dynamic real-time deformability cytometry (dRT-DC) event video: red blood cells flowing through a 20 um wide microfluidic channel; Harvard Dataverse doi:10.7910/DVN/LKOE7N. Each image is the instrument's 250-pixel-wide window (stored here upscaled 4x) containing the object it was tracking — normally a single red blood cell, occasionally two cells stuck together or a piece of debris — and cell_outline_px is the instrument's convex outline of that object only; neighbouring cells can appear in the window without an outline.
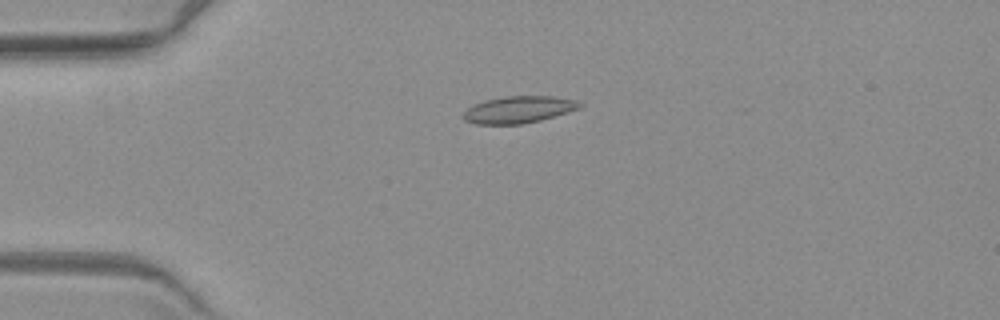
{"species": "common noctule bat (a hibernating species)", "species_latin": "Nyctalus noctula", "temperature_condition": "warm", "stored_images_in_passage": 3, "camera_frame_rate_fps": 3000, "um_per_image_px": 0.085, "animal": {"sex": "female", "body_mass_g": 19.3, "forearm_length_mm": 54.1}, "frame": {"image": 1, "passage_image": 2, "time_ms": 1.333, "image_size_px": [1000, 320], "cell_outline_px": [[584, 104], [580, 108], [568, 112], [540, 120], [520, 124], [476, 124], [464, 120], [464, 112], [472, 104], [484, 100], [504, 96], [552, 96], [576, 100]], "centroid_in_image_um": [44.08, 9.31], "position_along_channel_um": 40.9, "area_um2": 18.26}}